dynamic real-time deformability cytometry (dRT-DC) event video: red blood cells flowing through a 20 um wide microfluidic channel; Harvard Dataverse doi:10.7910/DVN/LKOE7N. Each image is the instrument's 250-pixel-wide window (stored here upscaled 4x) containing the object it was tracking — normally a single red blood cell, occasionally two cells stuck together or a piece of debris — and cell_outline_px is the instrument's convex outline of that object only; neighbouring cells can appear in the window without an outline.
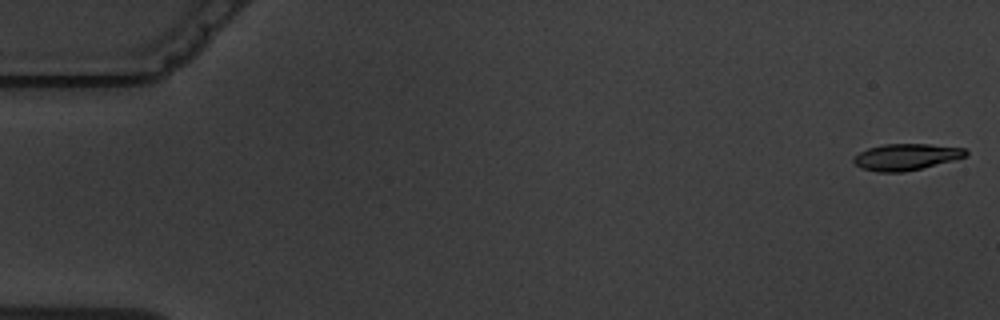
{"species": "common noctule bat (a hibernating species)", "species_latin": "Nyctalus noctula", "temperature_condition": "warm", "stored_images_in_passage": 6, "camera_frame_rate_fps": 3000, "um_per_image_px": 0.085, "animal": {"sex": "male", "body_mass_g": 19.5, "forearm_length_mm": 54.6}, "frame": {"image": 1, "passage_image": 1, "time_ms": 0.0, "image_size_px": [1000, 320], "cell_outline_px": [[968, 156], [904, 172], [876, 172], [860, 168], [852, 160], [852, 156], [868, 148], [884, 144], [928, 144], [964, 148], [968, 152]], "centroid_in_image_um": [76.98, 13.34], "position_along_channel_um": 8.0, "area_um2": 17.22}}
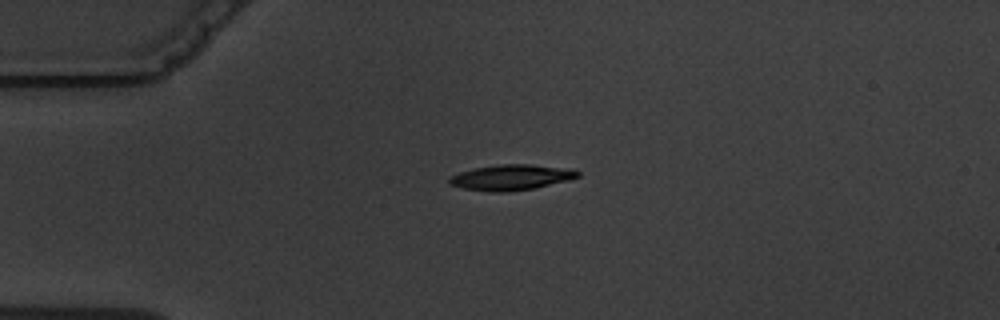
{"frame": {"image": 2, "passage_image": 4, "time_ms": 4.333, "image_size_px": [1000, 320], "cell_outline_px": [[580, 176], [568, 180], [532, 188], [504, 192], [492, 192], [464, 188], [448, 184], [448, 180], [452, 176], [460, 172], [476, 168], [500, 164], [528, 164], [572, 168], [580, 172]], "centroid_in_image_um": [43.48, 15.06], "position_along_channel_um": 41.5, "area_um2": 18.9}}
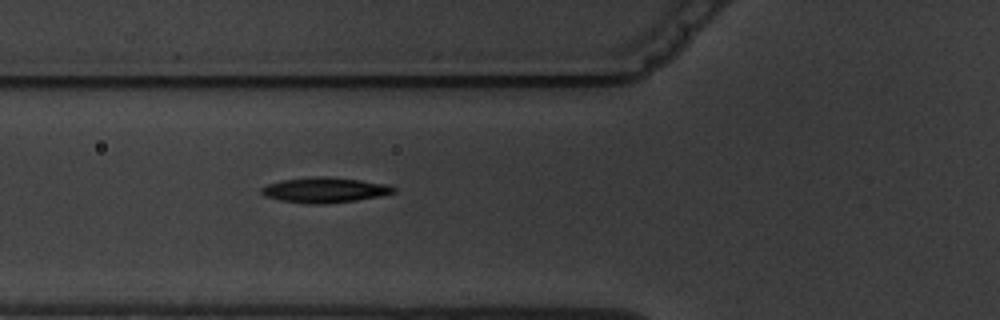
{"frame": {"image": 3, "passage_image": 6, "time_ms": 6.667, "image_size_px": [1000, 320], "cell_outline_px": [[396, 192], [380, 196], [356, 200], [324, 204], [304, 204], [280, 200], [264, 196], [260, 192], [260, 188], [268, 184], [284, 180], [316, 176], [324, 176], [360, 180], [384, 184], [396, 188]], "centroid_in_image_um": [27.57, 16.16], "position_along_channel_um": 98.2, "area_um2": 19.36}}